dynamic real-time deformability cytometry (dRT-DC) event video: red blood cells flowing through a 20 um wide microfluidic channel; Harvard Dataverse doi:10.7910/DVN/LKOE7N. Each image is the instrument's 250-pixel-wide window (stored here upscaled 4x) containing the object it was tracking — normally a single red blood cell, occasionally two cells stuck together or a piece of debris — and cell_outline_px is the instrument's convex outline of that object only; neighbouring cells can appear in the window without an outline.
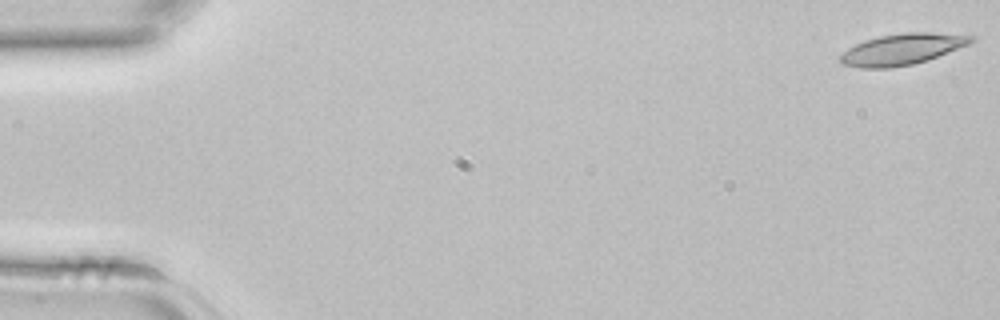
{"species": "common noctule bat (a hibernating species)", "species_latin": "Nyctalus noctula", "temperature_condition": "room temperature", "stored_images_in_passage": 43, "camera_frame_rate_fps": 3000, "um_per_image_px": 0.085, "animal": {"sex": "female", "body_mass_g": 22.7, "forearm_length_mm": 54.2}, "frame": {"image": 1, "passage_image": 1, "time_ms": 0.0, "image_size_px": [1000, 320], "cell_outline_px": [[976, 40], [968, 44], [936, 56], [912, 64], [888, 68], [860, 68], [844, 64], [836, 60], [848, 48], [864, 40], [880, 36], [904, 32], [932, 32], [976, 36]], "centroid_in_image_um": [76.65, 4.17], "position_along_channel_um": 8.4, "area_um2": 23.47}}
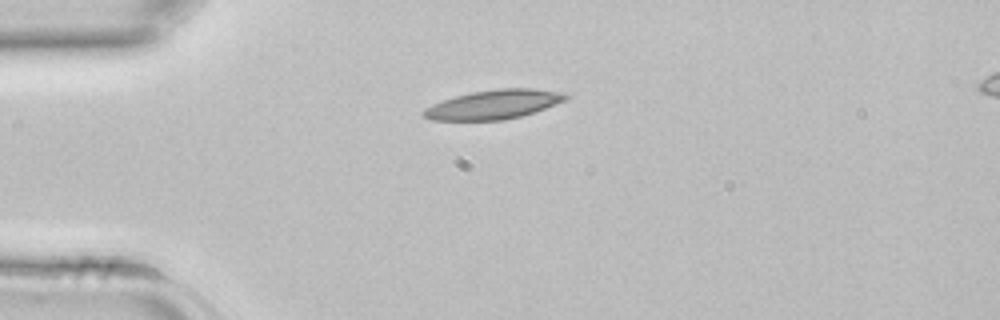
{"frame": {"image": 2, "passage_image": 11, "time_ms": 3.333, "image_size_px": [1000, 320], "cell_outline_px": [[568, 100], [520, 116], [504, 120], [428, 120], [420, 116], [420, 112], [424, 108], [432, 104], [456, 96], [472, 92], [496, 88], [532, 88], [556, 92], [568, 96]], "centroid_in_image_um": [41.87, 8.89], "position_along_channel_um": 43.1, "area_um2": 24.04}}
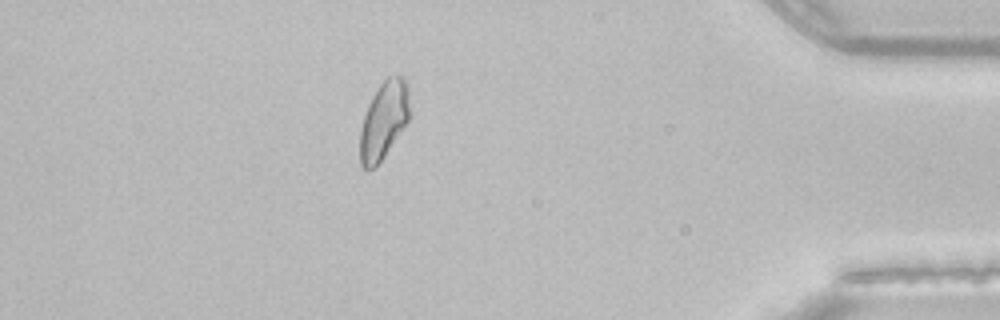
{"frame": {"image": 3, "passage_image": 38, "time_ms": 12.333, "image_size_px": [1000, 320], "cell_outline_px": [[408, 120], [384, 156], [368, 172], [360, 164], [360, 132], [364, 116], [368, 104], [372, 96], [380, 84], [388, 76], [404, 76], [408, 84]], "centroid_in_image_um": [32.6, 10.21], "position_along_channel_um": 402.6, "area_um2": 22.02}}